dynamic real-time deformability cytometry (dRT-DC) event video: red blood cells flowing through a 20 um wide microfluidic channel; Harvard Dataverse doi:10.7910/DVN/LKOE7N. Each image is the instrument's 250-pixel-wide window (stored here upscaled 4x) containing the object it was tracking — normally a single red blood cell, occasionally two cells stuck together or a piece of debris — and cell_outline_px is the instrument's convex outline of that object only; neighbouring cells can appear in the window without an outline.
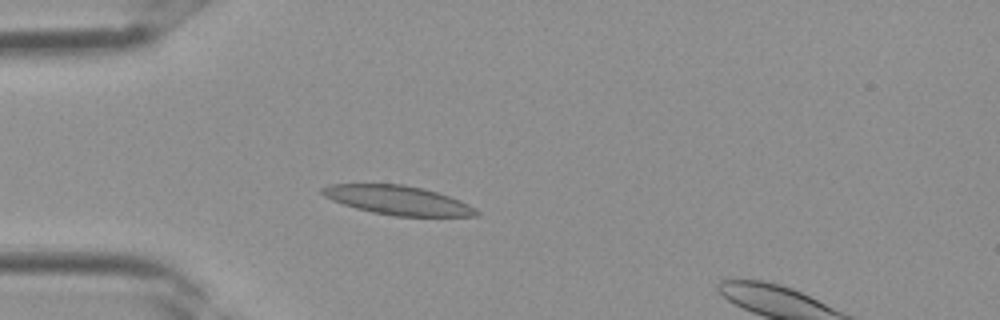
{"species": "Egyptian fruit bat (a non-hibernating species)", "species_latin": "Rousettus aegyptiacus", "temperature_condition": "room temperature", "stored_images_in_passage": 3, "camera_frame_rate_fps": 3000, "um_per_image_px": 0.085, "frame": {"image": 1, "passage_image": 2, "time_ms": 0.333, "image_size_px": [1000, 320], "cell_outline_px": [[480, 216], [396, 216], [372, 212], [356, 208], [332, 200], [324, 196], [320, 192], [320, 188], [328, 184], [404, 184], [424, 188], [460, 200], [476, 208], [480, 212]], "centroid_in_image_um": [33.82, 17.01], "position_along_channel_um": 51.2, "area_um2": 26.13}}